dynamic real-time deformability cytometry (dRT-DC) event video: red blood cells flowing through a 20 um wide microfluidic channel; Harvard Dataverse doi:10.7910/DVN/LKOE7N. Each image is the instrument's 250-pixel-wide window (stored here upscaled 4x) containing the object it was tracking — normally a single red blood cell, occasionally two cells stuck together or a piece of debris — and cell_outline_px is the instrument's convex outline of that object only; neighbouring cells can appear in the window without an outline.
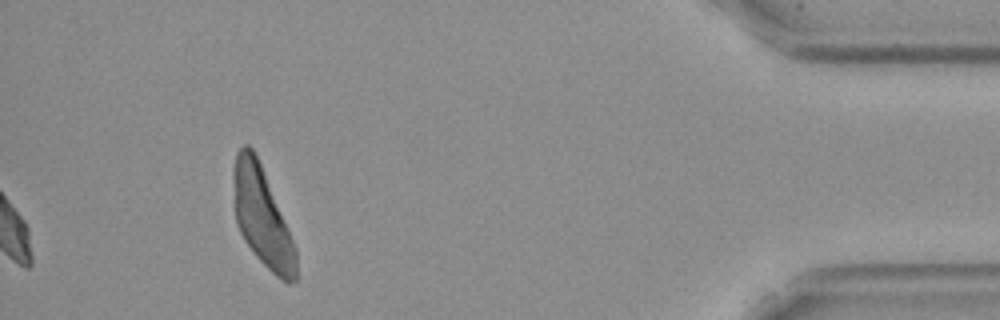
{"species": "Egyptian fruit bat (a non-hibernating species)", "species_latin": "Rousettus aegyptiacus", "temperature_condition": "cold", "stored_images_in_passage": 46, "camera_frame_rate_fps": 3000, "um_per_image_px": 0.085, "frame": {"image": 1, "passage_image": 46, "time_ms": 15.0, "image_size_px": [1000, 320], "cell_outline_px": [[296, 280], [288, 284], [280, 280], [252, 252], [244, 240], [236, 224], [232, 180], [232, 168], [236, 152], [244, 144], [248, 144], [256, 152], [296, 248]], "centroid_in_image_um": [22.24, 18.39], "position_along_channel_um": 413.0, "area_um2": 36.18}}